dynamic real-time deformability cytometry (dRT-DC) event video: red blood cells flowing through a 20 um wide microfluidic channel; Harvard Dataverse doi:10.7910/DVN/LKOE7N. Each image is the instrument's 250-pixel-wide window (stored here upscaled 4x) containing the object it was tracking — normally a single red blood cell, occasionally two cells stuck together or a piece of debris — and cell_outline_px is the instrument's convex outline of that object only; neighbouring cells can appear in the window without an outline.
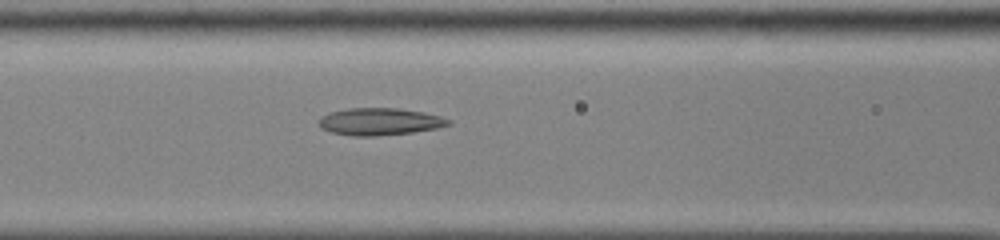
{"species": "common noctule bat (a hibernating species)", "species_latin": "Nyctalus noctula", "temperature_condition": "cold", "stored_images_in_passage": 30, "camera_frame_rate_fps": 3000, "um_per_image_px": 0.085, "animal": {"sex": "male", "body_mass_g": 13.0, "forearm_length_mm": 53.1}, "frame": {"image": 1, "passage_image": 6, "time_ms": 1.667, "image_size_px": [1000, 240], "cell_outline_px": [[452, 124], [436, 128], [412, 132], [376, 136], [352, 136], [332, 132], [320, 128], [316, 124], [320, 116], [328, 112], [348, 108], [396, 108], [424, 112], [440, 116], [452, 120]], "centroid_in_image_um": [32.23, 10.33], "position_along_channel_um": 134.4, "area_um2": 20.75}}
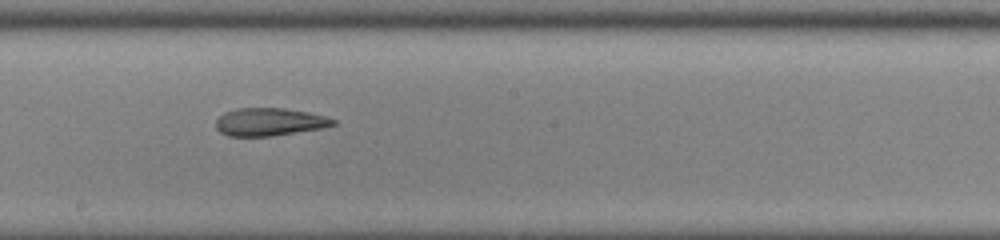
{"frame": {"image": 2, "passage_image": 13, "time_ms": 4.0, "image_size_px": [1000, 240], "cell_outline_px": [[336, 124], [320, 128], [272, 136], [228, 136], [220, 132], [216, 128], [216, 120], [224, 112], [236, 108], [284, 108], [308, 112], [324, 116], [336, 120]], "centroid_in_image_um": [22.86, 10.36], "position_along_channel_um": 225.3, "area_um2": 18.9}}
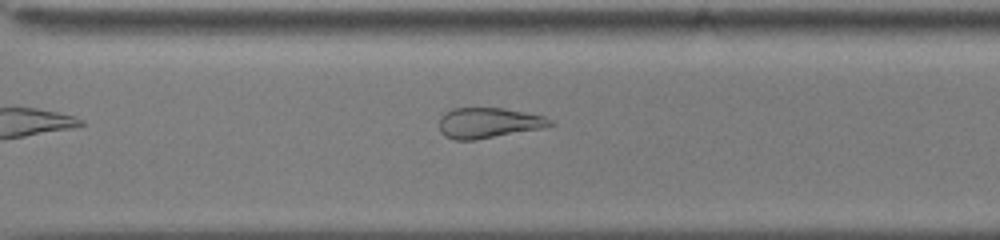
{"frame": {"image": 3, "passage_image": 21, "time_ms": 6.667, "image_size_px": [1000, 240], "cell_outline_px": [[556, 124], [544, 128], [476, 140], [456, 140], [444, 136], [440, 132], [440, 116], [444, 112], [452, 108], [504, 108], [544, 116], [552, 120]], "centroid_in_image_um": [41.53, 10.45], "position_along_channel_um": 329.1, "area_um2": 19.88}}